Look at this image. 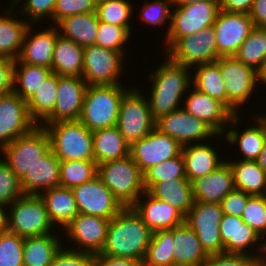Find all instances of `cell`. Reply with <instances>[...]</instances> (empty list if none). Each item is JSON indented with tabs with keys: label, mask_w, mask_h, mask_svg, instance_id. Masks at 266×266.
<instances>
[{
	"label": "cell",
	"mask_w": 266,
	"mask_h": 266,
	"mask_svg": "<svg viewBox=\"0 0 266 266\" xmlns=\"http://www.w3.org/2000/svg\"><path fill=\"white\" fill-rule=\"evenodd\" d=\"M163 63L150 72L148 80L152 83L150 97L147 98L153 120L182 108V97L192 85L191 68L171 61L166 55ZM186 92V93H185ZM182 102V105H181ZM180 103V104H179Z\"/></svg>",
	"instance_id": "1"
},
{
	"label": "cell",
	"mask_w": 266,
	"mask_h": 266,
	"mask_svg": "<svg viewBox=\"0 0 266 266\" xmlns=\"http://www.w3.org/2000/svg\"><path fill=\"white\" fill-rule=\"evenodd\" d=\"M152 232L133 207H124L109 222L102 254L144 260Z\"/></svg>",
	"instance_id": "2"
},
{
	"label": "cell",
	"mask_w": 266,
	"mask_h": 266,
	"mask_svg": "<svg viewBox=\"0 0 266 266\" xmlns=\"http://www.w3.org/2000/svg\"><path fill=\"white\" fill-rule=\"evenodd\" d=\"M130 89L122 84L87 86L79 121L92 132L116 126L121 101Z\"/></svg>",
	"instance_id": "3"
},
{
	"label": "cell",
	"mask_w": 266,
	"mask_h": 266,
	"mask_svg": "<svg viewBox=\"0 0 266 266\" xmlns=\"http://www.w3.org/2000/svg\"><path fill=\"white\" fill-rule=\"evenodd\" d=\"M97 176L123 207H132L146 191L144 174L130 155L98 164Z\"/></svg>",
	"instance_id": "4"
},
{
	"label": "cell",
	"mask_w": 266,
	"mask_h": 266,
	"mask_svg": "<svg viewBox=\"0 0 266 266\" xmlns=\"http://www.w3.org/2000/svg\"><path fill=\"white\" fill-rule=\"evenodd\" d=\"M39 125L48 132L51 149L59 161H95L93 132L79 120Z\"/></svg>",
	"instance_id": "5"
},
{
	"label": "cell",
	"mask_w": 266,
	"mask_h": 266,
	"mask_svg": "<svg viewBox=\"0 0 266 266\" xmlns=\"http://www.w3.org/2000/svg\"><path fill=\"white\" fill-rule=\"evenodd\" d=\"M10 211V212H9ZM7 230L20 237H34L56 233L46 205L40 195L24 194L7 209Z\"/></svg>",
	"instance_id": "6"
},
{
	"label": "cell",
	"mask_w": 266,
	"mask_h": 266,
	"mask_svg": "<svg viewBox=\"0 0 266 266\" xmlns=\"http://www.w3.org/2000/svg\"><path fill=\"white\" fill-rule=\"evenodd\" d=\"M171 20L165 36V51L180 37L194 35L203 28L213 27L220 10L219 0H204L197 3L172 6Z\"/></svg>",
	"instance_id": "7"
},
{
	"label": "cell",
	"mask_w": 266,
	"mask_h": 266,
	"mask_svg": "<svg viewBox=\"0 0 266 266\" xmlns=\"http://www.w3.org/2000/svg\"><path fill=\"white\" fill-rule=\"evenodd\" d=\"M142 92L139 87H132L120 104L116 126L130 146L147 136L156 125L148 99Z\"/></svg>",
	"instance_id": "8"
},
{
	"label": "cell",
	"mask_w": 266,
	"mask_h": 266,
	"mask_svg": "<svg viewBox=\"0 0 266 266\" xmlns=\"http://www.w3.org/2000/svg\"><path fill=\"white\" fill-rule=\"evenodd\" d=\"M51 142L48 132L37 125L27 134L19 136L13 142L0 149L10 169L21 179L32 166L49 150Z\"/></svg>",
	"instance_id": "9"
},
{
	"label": "cell",
	"mask_w": 266,
	"mask_h": 266,
	"mask_svg": "<svg viewBox=\"0 0 266 266\" xmlns=\"http://www.w3.org/2000/svg\"><path fill=\"white\" fill-rule=\"evenodd\" d=\"M216 63L226 88L227 107L240 114V108L253 96L256 84L261 83V75L235 57H220Z\"/></svg>",
	"instance_id": "10"
},
{
	"label": "cell",
	"mask_w": 266,
	"mask_h": 266,
	"mask_svg": "<svg viewBox=\"0 0 266 266\" xmlns=\"http://www.w3.org/2000/svg\"><path fill=\"white\" fill-rule=\"evenodd\" d=\"M163 52L171 61L191 69L197 65L216 62L220 58L213 27L180 37Z\"/></svg>",
	"instance_id": "11"
},
{
	"label": "cell",
	"mask_w": 266,
	"mask_h": 266,
	"mask_svg": "<svg viewBox=\"0 0 266 266\" xmlns=\"http://www.w3.org/2000/svg\"><path fill=\"white\" fill-rule=\"evenodd\" d=\"M124 56L126 55L96 44L84 47L82 78L88 86L122 84L119 79L124 72Z\"/></svg>",
	"instance_id": "12"
},
{
	"label": "cell",
	"mask_w": 266,
	"mask_h": 266,
	"mask_svg": "<svg viewBox=\"0 0 266 266\" xmlns=\"http://www.w3.org/2000/svg\"><path fill=\"white\" fill-rule=\"evenodd\" d=\"M223 214L220 204L194 202L185 216V223L196 233L208 255L224 253L219 229Z\"/></svg>",
	"instance_id": "13"
},
{
	"label": "cell",
	"mask_w": 266,
	"mask_h": 266,
	"mask_svg": "<svg viewBox=\"0 0 266 266\" xmlns=\"http://www.w3.org/2000/svg\"><path fill=\"white\" fill-rule=\"evenodd\" d=\"M219 229L224 253L246 254L266 264V240H261L257 232L244 223L241 217L223 214Z\"/></svg>",
	"instance_id": "14"
},
{
	"label": "cell",
	"mask_w": 266,
	"mask_h": 266,
	"mask_svg": "<svg viewBox=\"0 0 266 266\" xmlns=\"http://www.w3.org/2000/svg\"><path fill=\"white\" fill-rule=\"evenodd\" d=\"M109 222L110 219L79 213L63 231L68 242L75 243L71 246L77 245L69 249L92 255L101 253L105 245Z\"/></svg>",
	"instance_id": "15"
},
{
	"label": "cell",
	"mask_w": 266,
	"mask_h": 266,
	"mask_svg": "<svg viewBox=\"0 0 266 266\" xmlns=\"http://www.w3.org/2000/svg\"><path fill=\"white\" fill-rule=\"evenodd\" d=\"M155 128L176 139L182 146L201 143L217 134L203 120L194 117L183 108L177 109L156 121Z\"/></svg>",
	"instance_id": "16"
},
{
	"label": "cell",
	"mask_w": 266,
	"mask_h": 266,
	"mask_svg": "<svg viewBox=\"0 0 266 266\" xmlns=\"http://www.w3.org/2000/svg\"><path fill=\"white\" fill-rule=\"evenodd\" d=\"M182 148L176 139L154 128L147 136L130 146V156L144 174L149 168L179 156Z\"/></svg>",
	"instance_id": "17"
},
{
	"label": "cell",
	"mask_w": 266,
	"mask_h": 266,
	"mask_svg": "<svg viewBox=\"0 0 266 266\" xmlns=\"http://www.w3.org/2000/svg\"><path fill=\"white\" fill-rule=\"evenodd\" d=\"M72 191L79 213L111 220L124 208L98 176Z\"/></svg>",
	"instance_id": "18"
},
{
	"label": "cell",
	"mask_w": 266,
	"mask_h": 266,
	"mask_svg": "<svg viewBox=\"0 0 266 266\" xmlns=\"http://www.w3.org/2000/svg\"><path fill=\"white\" fill-rule=\"evenodd\" d=\"M254 27L253 21L247 13H230L219 10L213 24L219 56L234 57Z\"/></svg>",
	"instance_id": "19"
},
{
	"label": "cell",
	"mask_w": 266,
	"mask_h": 266,
	"mask_svg": "<svg viewBox=\"0 0 266 266\" xmlns=\"http://www.w3.org/2000/svg\"><path fill=\"white\" fill-rule=\"evenodd\" d=\"M37 124L30 118L27 103L15 92L0 97V149Z\"/></svg>",
	"instance_id": "20"
},
{
	"label": "cell",
	"mask_w": 266,
	"mask_h": 266,
	"mask_svg": "<svg viewBox=\"0 0 266 266\" xmlns=\"http://www.w3.org/2000/svg\"><path fill=\"white\" fill-rule=\"evenodd\" d=\"M87 86L82 77L58 75L57 99L53 112L41 124L78 121Z\"/></svg>",
	"instance_id": "21"
},
{
	"label": "cell",
	"mask_w": 266,
	"mask_h": 266,
	"mask_svg": "<svg viewBox=\"0 0 266 266\" xmlns=\"http://www.w3.org/2000/svg\"><path fill=\"white\" fill-rule=\"evenodd\" d=\"M189 93L183 99L182 108L194 117L203 120L217 134H224L229 126L230 120L235 115L220 100L198 91L190 86Z\"/></svg>",
	"instance_id": "22"
},
{
	"label": "cell",
	"mask_w": 266,
	"mask_h": 266,
	"mask_svg": "<svg viewBox=\"0 0 266 266\" xmlns=\"http://www.w3.org/2000/svg\"><path fill=\"white\" fill-rule=\"evenodd\" d=\"M132 207L152 233L185 223V216L179 210L153 197L148 191H145Z\"/></svg>",
	"instance_id": "23"
},
{
	"label": "cell",
	"mask_w": 266,
	"mask_h": 266,
	"mask_svg": "<svg viewBox=\"0 0 266 266\" xmlns=\"http://www.w3.org/2000/svg\"><path fill=\"white\" fill-rule=\"evenodd\" d=\"M46 29L33 31V24H30L25 32L23 45L18 57L21 63L44 66L51 69L54 45L58 37L59 30L54 24H49ZM32 30V31H31ZM31 32H34L32 35Z\"/></svg>",
	"instance_id": "24"
},
{
	"label": "cell",
	"mask_w": 266,
	"mask_h": 266,
	"mask_svg": "<svg viewBox=\"0 0 266 266\" xmlns=\"http://www.w3.org/2000/svg\"><path fill=\"white\" fill-rule=\"evenodd\" d=\"M195 202L220 204L235 189L233 173L227 161L216 170L191 181Z\"/></svg>",
	"instance_id": "25"
},
{
	"label": "cell",
	"mask_w": 266,
	"mask_h": 266,
	"mask_svg": "<svg viewBox=\"0 0 266 266\" xmlns=\"http://www.w3.org/2000/svg\"><path fill=\"white\" fill-rule=\"evenodd\" d=\"M24 194L41 195L60 186V161L50 149L21 179Z\"/></svg>",
	"instance_id": "26"
},
{
	"label": "cell",
	"mask_w": 266,
	"mask_h": 266,
	"mask_svg": "<svg viewBox=\"0 0 266 266\" xmlns=\"http://www.w3.org/2000/svg\"><path fill=\"white\" fill-rule=\"evenodd\" d=\"M254 116L256 124L250 125L240 132L235 127L239 123V119H241L239 117L241 116L240 114H235L230 120V126L223 134L227 143L239 146V152L242 153L239 155L243 157L242 160L256 161L266 141V121L261 120L256 115Z\"/></svg>",
	"instance_id": "27"
},
{
	"label": "cell",
	"mask_w": 266,
	"mask_h": 266,
	"mask_svg": "<svg viewBox=\"0 0 266 266\" xmlns=\"http://www.w3.org/2000/svg\"><path fill=\"white\" fill-rule=\"evenodd\" d=\"M211 143L188 144L182 148L186 178L191 182L216 170L226 160L219 156Z\"/></svg>",
	"instance_id": "28"
},
{
	"label": "cell",
	"mask_w": 266,
	"mask_h": 266,
	"mask_svg": "<svg viewBox=\"0 0 266 266\" xmlns=\"http://www.w3.org/2000/svg\"><path fill=\"white\" fill-rule=\"evenodd\" d=\"M173 239V266H201L209 256L186 223L173 228Z\"/></svg>",
	"instance_id": "29"
},
{
	"label": "cell",
	"mask_w": 266,
	"mask_h": 266,
	"mask_svg": "<svg viewBox=\"0 0 266 266\" xmlns=\"http://www.w3.org/2000/svg\"><path fill=\"white\" fill-rule=\"evenodd\" d=\"M15 7L9 8L0 14V56L17 60L23 45L25 32L30 25L25 19H16ZM15 17V18H14Z\"/></svg>",
	"instance_id": "30"
},
{
	"label": "cell",
	"mask_w": 266,
	"mask_h": 266,
	"mask_svg": "<svg viewBox=\"0 0 266 266\" xmlns=\"http://www.w3.org/2000/svg\"><path fill=\"white\" fill-rule=\"evenodd\" d=\"M45 202L47 213L54 227L63 230L79 214L72 189L54 187L44 191L41 195Z\"/></svg>",
	"instance_id": "31"
},
{
	"label": "cell",
	"mask_w": 266,
	"mask_h": 266,
	"mask_svg": "<svg viewBox=\"0 0 266 266\" xmlns=\"http://www.w3.org/2000/svg\"><path fill=\"white\" fill-rule=\"evenodd\" d=\"M83 61L84 48L59 34L54 45L52 73L82 77Z\"/></svg>",
	"instance_id": "32"
},
{
	"label": "cell",
	"mask_w": 266,
	"mask_h": 266,
	"mask_svg": "<svg viewBox=\"0 0 266 266\" xmlns=\"http://www.w3.org/2000/svg\"><path fill=\"white\" fill-rule=\"evenodd\" d=\"M153 197L179 210L184 216L194 205L191 182L187 178H175L156 183L149 191Z\"/></svg>",
	"instance_id": "33"
},
{
	"label": "cell",
	"mask_w": 266,
	"mask_h": 266,
	"mask_svg": "<svg viewBox=\"0 0 266 266\" xmlns=\"http://www.w3.org/2000/svg\"><path fill=\"white\" fill-rule=\"evenodd\" d=\"M58 234L24 238L23 266H50L64 244Z\"/></svg>",
	"instance_id": "34"
},
{
	"label": "cell",
	"mask_w": 266,
	"mask_h": 266,
	"mask_svg": "<svg viewBox=\"0 0 266 266\" xmlns=\"http://www.w3.org/2000/svg\"><path fill=\"white\" fill-rule=\"evenodd\" d=\"M232 170L235 189L251 196L266 195V174L256 161L226 160Z\"/></svg>",
	"instance_id": "35"
},
{
	"label": "cell",
	"mask_w": 266,
	"mask_h": 266,
	"mask_svg": "<svg viewBox=\"0 0 266 266\" xmlns=\"http://www.w3.org/2000/svg\"><path fill=\"white\" fill-rule=\"evenodd\" d=\"M99 20L96 12L69 16L56 26L60 35L71 39L81 47L94 45L98 33Z\"/></svg>",
	"instance_id": "36"
},
{
	"label": "cell",
	"mask_w": 266,
	"mask_h": 266,
	"mask_svg": "<svg viewBox=\"0 0 266 266\" xmlns=\"http://www.w3.org/2000/svg\"><path fill=\"white\" fill-rule=\"evenodd\" d=\"M94 157L97 164L130 155V145L117 126L93 131Z\"/></svg>",
	"instance_id": "37"
},
{
	"label": "cell",
	"mask_w": 266,
	"mask_h": 266,
	"mask_svg": "<svg viewBox=\"0 0 266 266\" xmlns=\"http://www.w3.org/2000/svg\"><path fill=\"white\" fill-rule=\"evenodd\" d=\"M20 68V69H19ZM52 69L44 66L21 63L18 59L13 67V92L23 100L30 99L39 86L49 77Z\"/></svg>",
	"instance_id": "38"
},
{
	"label": "cell",
	"mask_w": 266,
	"mask_h": 266,
	"mask_svg": "<svg viewBox=\"0 0 266 266\" xmlns=\"http://www.w3.org/2000/svg\"><path fill=\"white\" fill-rule=\"evenodd\" d=\"M234 57L261 75L266 68V28L254 27Z\"/></svg>",
	"instance_id": "39"
},
{
	"label": "cell",
	"mask_w": 266,
	"mask_h": 266,
	"mask_svg": "<svg viewBox=\"0 0 266 266\" xmlns=\"http://www.w3.org/2000/svg\"><path fill=\"white\" fill-rule=\"evenodd\" d=\"M57 86L58 74L51 73L35 94L26 101L30 118L37 125L53 112L57 99Z\"/></svg>",
	"instance_id": "40"
},
{
	"label": "cell",
	"mask_w": 266,
	"mask_h": 266,
	"mask_svg": "<svg viewBox=\"0 0 266 266\" xmlns=\"http://www.w3.org/2000/svg\"><path fill=\"white\" fill-rule=\"evenodd\" d=\"M193 68L195 72L191 76L192 86L198 91L220 100L227 106L226 88L220 74L219 65L213 62L197 65Z\"/></svg>",
	"instance_id": "41"
},
{
	"label": "cell",
	"mask_w": 266,
	"mask_h": 266,
	"mask_svg": "<svg viewBox=\"0 0 266 266\" xmlns=\"http://www.w3.org/2000/svg\"><path fill=\"white\" fill-rule=\"evenodd\" d=\"M173 228L152 233L142 266H173Z\"/></svg>",
	"instance_id": "42"
},
{
	"label": "cell",
	"mask_w": 266,
	"mask_h": 266,
	"mask_svg": "<svg viewBox=\"0 0 266 266\" xmlns=\"http://www.w3.org/2000/svg\"><path fill=\"white\" fill-rule=\"evenodd\" d=\"M98 174L96 161H60V186L72 189L93 180Z\"/></svg>",
	"instance_id": "43"
},
{
	"label": "cell",
	"mask_w": 266,
	"mask_h": 266,
	"mask_svg": "<svg viewBox=\"0 0 266 266\" xmlns=\"http://www.w3.org/2000/svg\"><path fill=\"white\" fill-rule=\"evenodd\" d=\"M132 6L133 3L131 4L129 0H100L97 1L96 14L101 22L132 28L130 23L134 8Z\"/></svg>",
	"instance_id": "44"
},
{
	"label": "cell",
	"mask_w": 266,
	"mask_h": 266,
	"mask_svg": "<svg viewBox=\"0 0 266 266\" xmlns=\"http://www.w3.org/2000/svg\"><path fill=\"white\" fill-rule=\"evenodd\" d=\"M175 178H186L182 153L172 159L163 161L144 173V187L149 191L156 183Z\"/></svg>",
	"instance_id": "45"
},
{
	"label": "cell",
	"mask_w": 266,
	"mask_h": 266,
	"mask_svg": "<svg viewBox=\"0 0 266 266\" xmlns=\"http://www.w3.org/2000/svg\"><path fill=\"white\" fill-rule=\"evenodd\" d=\"M131 31V28H124L99 21L95 44L102 48L120 52L123 55L125 52L123 47L131 38Z\"/></svg>",
	"instance_id": "46"
},
{
	"label": "cell",
	"mask_w": 266,
	"mask_h": 266,
	"mask_svg": "<svg viewBox=\"0 0 266 266\" xmlns=\"http://www.w3.org/2000/svg\"><path fill=\"white\" fill-rule=\"evenodd\" d=\"M24 238L7 229L0 232V266H23Z\"/></svg>",
	"instance_id": "47"
},
{
	"label": "cell",
	"mask_w": 266,
	"mask_h": 266,
	"mask_svg": "<svg viewBox=\"0 0 266 266\" xmlns=\"http://www.w3.org/2000/svg\"><path fill=\"white\" fill-rule=\"evenodd\" d=\"M242 220L254 229L261 239L266 237V195L251 196L241 215ZM266 239V238H265Z\"/></svg>",
	"instance_id": "48"
},
{
	"label": "cell",
	"mask_w": 266,
	"mask_h": 266,
	"mask_svg": "<svg viewBox=\"0 0 266 266\" xmlns=\"http://www.w3.org/2000/svg\"><path fill=\"white\" fill-rule=\"evenodd\" d=\"M57 0H11V4L15 7H19L21 15L28 17L29 24H36L42 22L44 18H48L50 21L53 17V12L56 6ZM23 2V3H22ZM22 11V12H21Z\"/></svg>",
	"instance_id": "49"
},
{
	"label": "cell",
	"mask_w": 266,
	"mask_h": 266,
	"mask_svg": "<svg viewBox=\"0 0 266 266\" xmlns=\"http://www.w3.org/2000/svg\"><path fill=\"white\" fill-rule=\"evenodd\" d=\"M23 195L20 179L6 161L0 158V202L9 206Z\"/></svg>",
	"instance_id": "50"
},
{
	"label": "cell",
	"mask_w": 266,
	"mask_h": 266,
	"mask_svg": "<svg viewBox=\"0 0 266 266\" xmlns=\"http://www.w3.org/2000/svg\"><path fill=\"white\" fill-rule=\"evenodd\" d=\"M172 0H154L144 1L143 7L140 9V19L147 25H163L167 20H171Z\"/></svg>",
	"instance_id": "51"
},
{
	"label": "cell",
	"mask_w": 266,
	"mask_h": 266,
	"mask_svg": "<svg viewBox=\"0 0 266 266\" xmlns=\"http://www.w3.org/2000/svg\"><path fill=\"white\" fill-rule=\"evenodd\" d=\"M96 0H57L53 12L52 23L57 25L66 17L96 12Z\"/></svg>",
	"instance_id": "52"
},
{
	"label": "cell",
	"mask_w": 266,
	"mask_h": 266,
	"mask_svg": "<svg viewBox=\"0 0 266 266\" xmlns=\"http://www.w3.org/2000/svg\"><path fill=\"white\" fill-rule=\"evenodd\" d=\"M264 263L246 254L221 253L209 255L201 266H262Z\"/></svg>",
	"instance_id": "53"
},
{
	"label": "cell",
	"mask_w": 266,
	"mask_h": 266,
	"mask_svg": "<svg viewBox=\"0 0 266 266\" xmlns=\"http://www.w3.org/2000/svg\"><path fill=\"white\" fill-rule=\"evenodd\" d=\"M63 245L50 266H93V255L71 250Z\"/></svg>",
	"instance_id": "54"
},
{
	"label": "cell",
	"mask_w": 266,
	"mask_h": 266,
	"mask_svg": "<svg viewBox=\"0 0 266 266\" xmlns=\"http://www.w3.org/2000/svg\"><path fill=\"white\" fill-rule=\"evenodd\" d=\"M250 197L251 195L234 189L220 202L221 209L224 214L241 217Z\"/></svg>",
	"instance_id": "55"
},
{
	"label": "cell",
	"mask_w": 266,
	"mask_h": 266,
	"mask_svg": "<svg viewBox=\"0 0 266 266\" xmlns=\"http://www.w3.org/2000/svg\"><path fill=\"white\" fill-rule=\"evenodd\" d=\"M15 60L10 58L0 59V97L13 90V67Z\"/></svg>",
	"instance_id": "56"
},
{
	"label": "cell",
	"mask_w": 266,
	"mask_h": 266,
	"mask_svg": "<svg viewBox=\"0 0 266 266\" xmlns=\"http://www.w3.org/2000/svg\"><path fill=\"white\" fill-rule=\"evenodd\" d=\"M93 266H142V264L132 258L113 257L98 253L93 255Z\"/></svg>",
	"instance_id": "57"
},
{
	"label": "cell",
	"mask_w": 266,
	"mask_h": 266,
	"mask_svg": "<svg viewBox=\"0 0 266 266\" xmlns=\"http://www.w3.org/2000/svg\"><path fill=\"white\" fill-rule=\"evenodd\" d=\"M254 0H219L220 10L230 13L249 14Z\"/></svg>",
	"instance_id": "58"
},
{
	"label": "cell",
	"mask_w": 266,
	"mask_h": 266,
	"mask_svg": "<svg viewBox=\"0 0 266 266\" xmlns=\"http://www.w3.org/2000/svg\"><path fill=\"white\" fill-rule=\"evenodd\" d=\"M249 15L255 27L266 28V0H254Z\"/></svg>",
	"instance_id": "59"
},
{
	"label": "cell",
	"mask_w": 266,
	"mask_h": 266,
	"mask_svg": "<svg viewBox=\"0 0 266 266\" xmlns=\"http://www.w3.org/2000/svg\"><path fill=\"white\" fill-rule=\"evenodd\" d=\"M7 209L8 206L0 202V232L7 228Z\"/></svg>",
	"instance_id": "60"
},
{
	"label": "cell",
	"mask_w": 266,
	"mask_h": 266,
	"mask_svg": "<svg viewBox=\"0 0 266 266\" xmlns=\"http://www.w3.org/2000/svg\"><path fill=\"white\" fill-rule=\"evenodd\" d=\"M256 162L264 170V172L266 174V141L264 143L263 149L260 152Z\"/></svg>",
	"instance_id": "61"
},
{
	"label": "cell",
	"mask_w": 266,
	"mask_h": 266,
	"mask_svg": "<svg viewBox=\"0 0 266 266\" xmlns=\"http://www.w3.org/2000/svg\"><path fill=\"white\" fill-rule=\"evenodd\" d=\"M200 1H204V0H172L173 6H184V5L197 3Z\"/></svg>",
	"instance_id": "62"
},
{
	"label": "cell",
	"mask_w": 266,
	"mask_h": 266,
	"mask_svg": "<svg viewBox=\"0 0 266 266\" xmlns=\"http://www.w3.org/2000/svg\"><path fill=\"white\" fill-rule=\"evenodd\" d=\"M261 84H266V68L264 72L261 74Z\"/></svg>",
	"instance_id": "63"
},
{
	"label": "cell",
	"mask_w": 266,
	"mask_h": 266,
	"mask_svg": "<svg viewBox=\"0 0 266 266\" xmlns=\"http://www.w3.org/2000/svg\"><path fill=\"white\" fill-rule=\"evenodd\" d=\"M264 114L263 113L262 114L260 113V115L257 114L256 117L260 118L261 120L266 121V113H264Z\"/></svg>",
	"instance_id": "64"
}]
</instances>
